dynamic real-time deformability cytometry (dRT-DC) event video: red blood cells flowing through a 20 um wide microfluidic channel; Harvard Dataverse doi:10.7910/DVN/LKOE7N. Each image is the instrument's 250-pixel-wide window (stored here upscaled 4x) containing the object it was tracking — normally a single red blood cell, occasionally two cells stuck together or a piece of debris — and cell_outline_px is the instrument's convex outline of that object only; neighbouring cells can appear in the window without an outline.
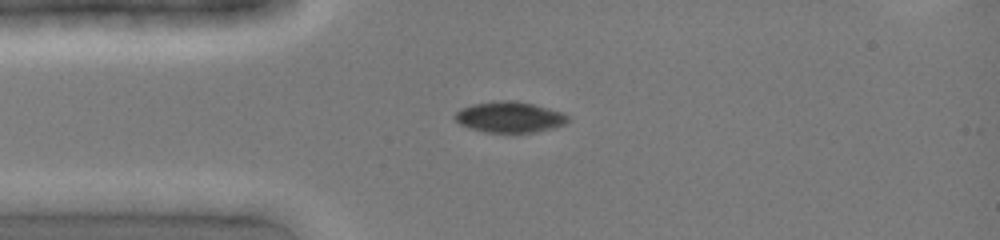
{"species": "common noctule bat (a hibernating species)", "species_latin": "Nyctalus noctula", "temperature_condition": "cold", "stored_images_in_passage": 3, "camera_frame_rate_fps": 3000, "um_per_image_px": 0.085, "animal": {"sex": "female", "body_mass_g": 19.0, "forearm_length_mm": 51.5}, "frame": {"image": 1, "passage_image": 1, "time_ms": 0.0, "image_size_px": [1000, 240], "cell_outline_px": [[568, 120], [564, 124], [552, 128], [536, 132], [484, 132], [468, 128], [460, 124], [452, 116], [460, 108], [472, 104], [500, 100], [516, 100], [564, 112], [568, 116]], "centroid_in_image_um": [43.28, 9.94], "position_along_channel_um": 41.7, "area_um2": 20.4}}